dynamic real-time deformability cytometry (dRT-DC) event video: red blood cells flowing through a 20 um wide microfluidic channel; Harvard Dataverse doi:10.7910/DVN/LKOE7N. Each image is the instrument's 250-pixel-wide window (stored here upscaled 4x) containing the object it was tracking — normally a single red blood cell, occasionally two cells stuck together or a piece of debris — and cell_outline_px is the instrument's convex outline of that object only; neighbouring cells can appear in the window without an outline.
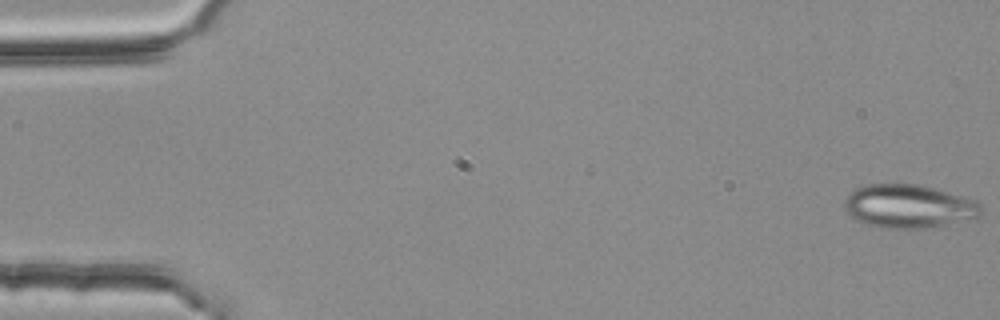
{"species": "common noctule bat (a hibernating species)", "species_latin": "Nyctalus noctula", "temperature_condition": "room temperature", "stored_images_in_passage": 54, "camera_frame_rate_fps": 3000, "um_per_image_px": 0.085, "animal": {"sex": "female", "body_mass_g": 25.1}, "frame": {"image": 1, "passage_image": 1, "time_ms": 0.0, "image_size_px": [1000, 320], "cell_outline_px": [[984, 208], [976, 216], [944, 224], [924, 228], [880, 228], [856, 220], [844, 208], [844, 200], [856, 188], [864, 184], [916, 184], [932, 188], [976, 200]], "centroid_in_image_um": [77.18, 17.52], "position_along_channel_um": 7.8, "area_um2": 33.99}}
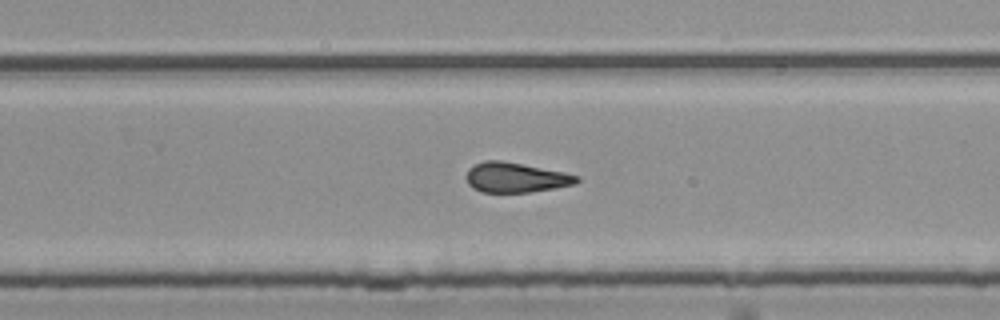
{"frame": {"image": 2, "passage_image": 35, "time_ms": 11.333, "image_size_px": [1000, 320], "cell_outline_px": [[580, 180], [576, 184], [528, 192], [484, 192], [472, 188], [468, 184], [468, 168], [472, 164], [484, 160], [500, 160], [564, 172], [580, 176]], "centroid_in_image_um": [43.83, 15.08], "position_along_channel_um": 286.0, "area_um2": 19.13}}
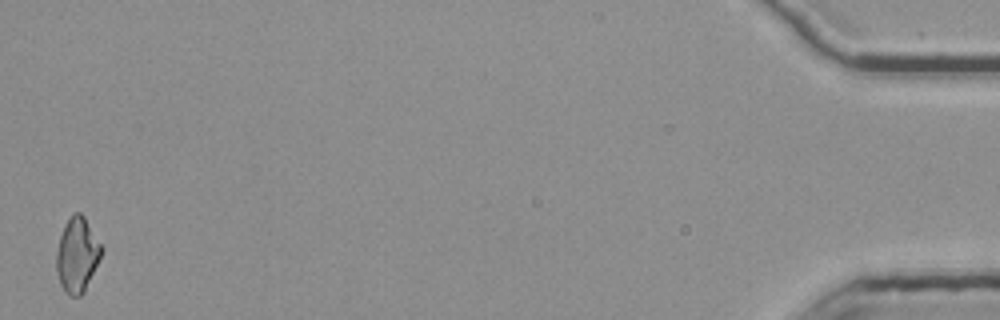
{"frame": {"image": 3, "passage_image": 54, "time_ms": 17.667, "image_size_px": [1000, 320], "cell_outline_px": [[104, 248], [84, 292], [80, 296], [68, 296], [64, 292], [60, 284], [56, 272], [56, 252], [60, 236], [72, 212], [80, 212], [84, 216]], "centroid_in_image_um": [6.55, 21.68], "position_along_channel_um": 428.7, "area_um2": 19.59}, "authors_computed_cell_mechanics": {"area_um2": 19.7098, "velocity_mm_per_s": 3.7847, "shape_relaxation_time_tau1_ms": null, "shape_relaxation_time_tau2_ms": 3.9401, "deformation_change_tau1": null, "deformation_change_tau2": 0.1368}}